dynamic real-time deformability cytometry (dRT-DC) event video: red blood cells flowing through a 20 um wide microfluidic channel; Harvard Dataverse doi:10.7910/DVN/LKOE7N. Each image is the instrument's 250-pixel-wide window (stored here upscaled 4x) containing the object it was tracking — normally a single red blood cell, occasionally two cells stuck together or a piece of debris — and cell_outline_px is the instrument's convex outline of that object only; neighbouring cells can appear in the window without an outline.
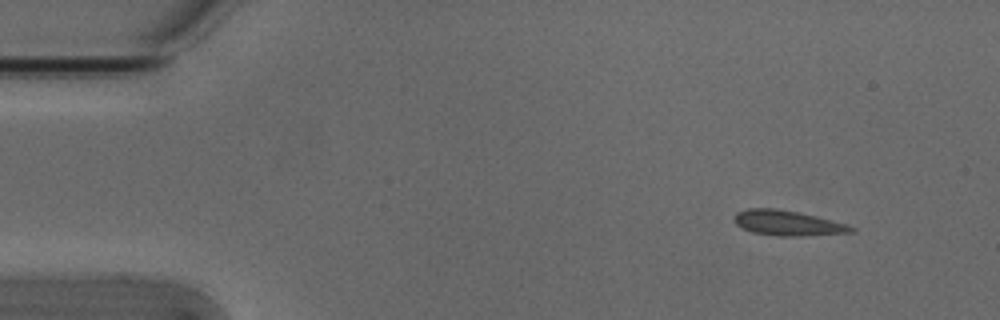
{"species": "Egyptian fruit bat (a non-hibernating species)", "species_latin": "Rousettus aegyptiacus", "temperature_condition": "cold", "stored_images_in_passage": 2, "camera_frame_rate_fps": 3000, "um_per_image_px": 0.085, "animal": {"sex": "male"}, "frame": {"image": 1, "passage_image": 1, "time_ms": 0.0, "image_size_px": [1000, 320], "cell_outline_px": [[856, 232], [800, 236], [780, 236], [752, 232], [740, 228], [732, 220], [736, 212], [748, 208], [772, 208], [800, 212], [848, 224], [856, 228]], "centroid_in_image_um": [66.94, 18.96], "position_along_channel_um": 18.1, "area_um2": 17.34}}